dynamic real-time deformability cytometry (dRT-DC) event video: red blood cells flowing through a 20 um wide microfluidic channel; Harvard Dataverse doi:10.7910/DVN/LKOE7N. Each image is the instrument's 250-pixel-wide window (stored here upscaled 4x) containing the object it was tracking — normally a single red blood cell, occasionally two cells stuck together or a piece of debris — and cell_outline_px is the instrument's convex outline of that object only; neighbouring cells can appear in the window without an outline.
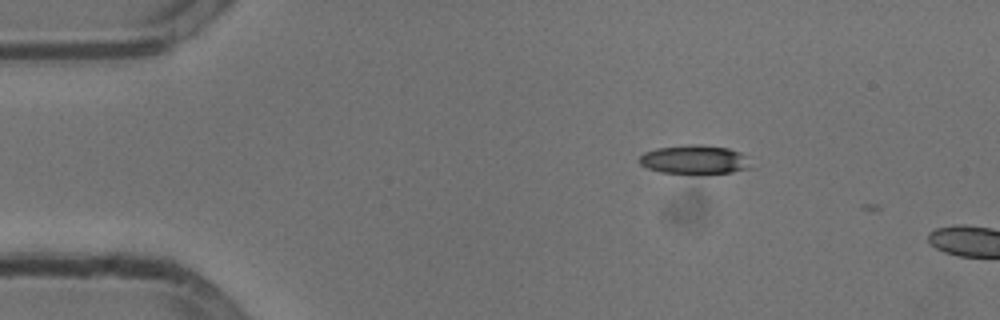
{"species": "common noctule bat (a hibernating species)", "species_latin": "Nyctalus noctula", "temperature_condition": "cold", "stored_images_in_passage": 3, "camera_frame_rate_fps": 3000, "um_per_image_px": 0.085, "animal": {"sex": "male", "body_mass_g": 13.3}, "frame": {"image": 1, "passage_image": 1, "time_ms": 0.0, "image_size_px": [1000, 320], "cell_outline_px": [[748, 168], [732, 172], [660, 172], [648, 168], [640, 164], [640, 156], [644, 152], [656, 148], [688, 144], [696, 144], [728, 148], [740, 152]], "centroid_in_image_um": [58.92, 13.53], "position_along_channel_um": 26.1, "area_um2": 17.92}}